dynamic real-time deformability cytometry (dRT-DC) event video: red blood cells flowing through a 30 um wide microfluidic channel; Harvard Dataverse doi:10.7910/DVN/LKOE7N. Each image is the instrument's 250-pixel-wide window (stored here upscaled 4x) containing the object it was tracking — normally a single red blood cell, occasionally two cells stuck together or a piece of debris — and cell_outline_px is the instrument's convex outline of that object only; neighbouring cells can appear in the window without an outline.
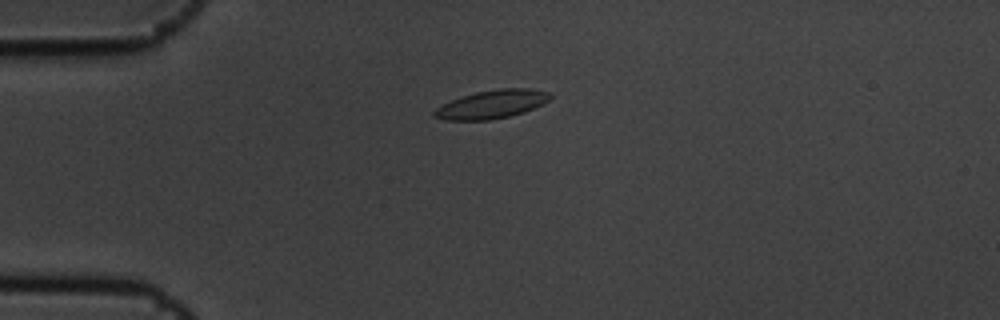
{"species": "common noctule bat (a hibernating species)", "species_latin": "Nyctalus noctula", "temperature_condition": "cold", "stored_images_in_passage": 7, "camera_frame_rate_fps": 3000, "um_per_image_px": 0.085, "animal": {"sex": "male", "body_mass_g": 19.5, "forearm_length_mm": 54.6}, "frame": {"image": 1, "passage_image": 2, "time_ms": 0.333, "image_size_px": [1000, 320], "cell_outline_px": [[552, 96], [544, 104], [524, 112], [508, 116], [488, 120], [444, 120], [432, 116], [432, 112], [436, 108], [452, 100], [476, 92], [500, 88], [532, 88], [552, 92]], "centroid_in_image_um": [41.85, 8.86], "position_along_channel_um": 43.2, "area_um2": 19.19}}
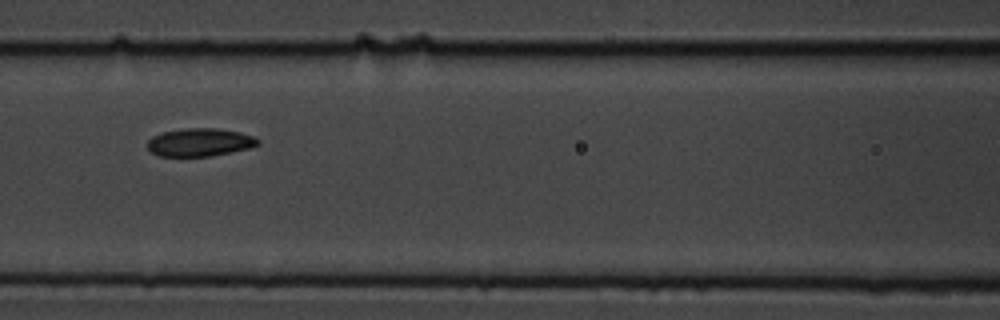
{"frame": {"image": 2, "passage_image": 5, "time_ms": 1.333, "image_size_px": [1000, 320], "cell_outline_px": [[260, 144], [248, 148], [232, 152], [208, 156], [160, 156], [152, 152], [148, 148], [148, 140], [152, 136], [164, 132], [184, 128], [216, 128], [240, 132], [256, 136], [260, 140]], "centroid_in_image_um": [17.02, 12.09], "position_along_channel_um": 149.6, "area_um2": 18.03}}
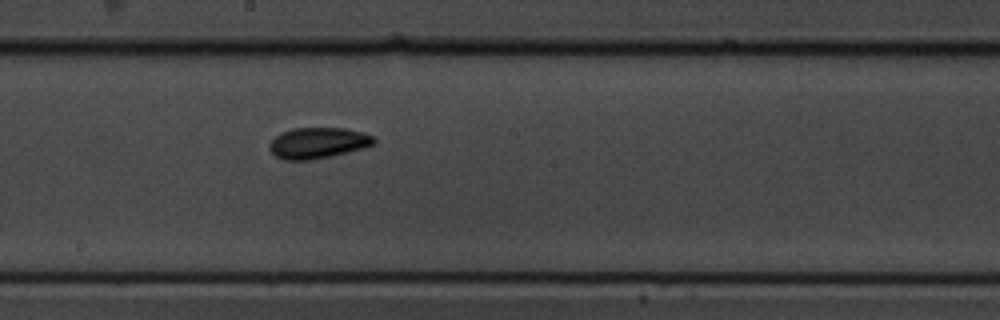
{"frame": {"image": 3, "passage_image": 7, "time_ms": 2.0, "image_size_px": [1000, 320], "cell_outline_px": [[376, 144], [364, 148], [312, 160], [284, 160], [276, 156], [268, 148], [268, 144], [280, 132], [292, 128], [344, 128], [360, 132], [372, 136], [376, 140]], "centroid_in_image_um": [27.0, 12.15], "position_along_channel_um": 221.2, "area_um2": 18.84}}